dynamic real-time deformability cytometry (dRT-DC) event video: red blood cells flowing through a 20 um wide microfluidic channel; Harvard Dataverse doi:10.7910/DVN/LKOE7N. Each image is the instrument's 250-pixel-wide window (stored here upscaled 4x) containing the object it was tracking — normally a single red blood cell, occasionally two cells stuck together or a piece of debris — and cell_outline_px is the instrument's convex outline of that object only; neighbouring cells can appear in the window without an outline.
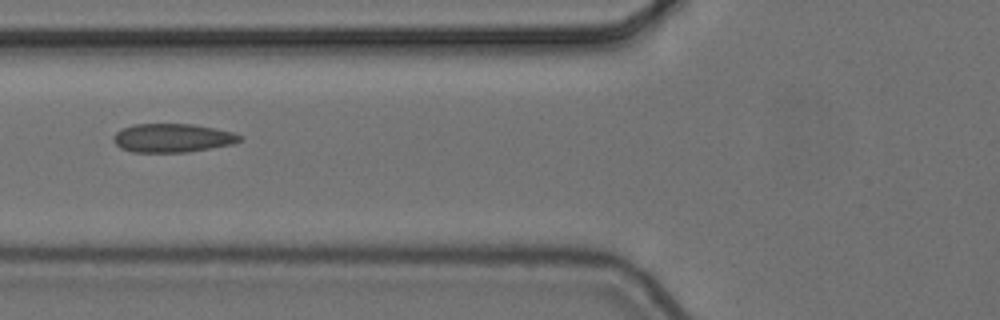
{"species": "common noctule bat (a hibernating species)", "species_latin": "Nyctalus noctula", "temperature_condition": "cold", "stored_images_in_passage": 6, "camera_frame_rate_fps": 3000, "um_per_image_px": 0.085, "animal": {"sex": "female", "body_mass_g": 24.6, "forearm_length_mm": 56.2}, "frame": {"image": 1, "passage_image": 6, "time_ms": 1.667, "image_size_px": [1000, 320], "cell_outline_px": [[244, 136], [240, 140], [232, 144], [188, 152], [132, 152], [120, 148], [112, 140], [112, 136], [120, 128], [136, 124], [192, 124], [232, 132]], "centroid_in_image_um": [14.61, 11.73], "position_along_channel_um": 111.2, "area_um2": 21.1}}